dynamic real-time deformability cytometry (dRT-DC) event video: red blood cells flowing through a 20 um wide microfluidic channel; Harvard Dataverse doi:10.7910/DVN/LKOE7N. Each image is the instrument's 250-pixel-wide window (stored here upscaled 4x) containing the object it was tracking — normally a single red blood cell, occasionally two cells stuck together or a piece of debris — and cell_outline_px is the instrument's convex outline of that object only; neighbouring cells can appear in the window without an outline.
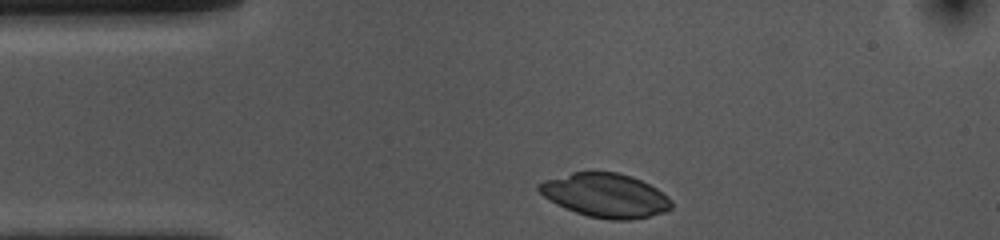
{"species": "common noctule bat (a hibernating species)", "species_latin": "Nyctalus noctula", "temperature_condition": "cold", "stored_images_in_passage": 33, "camera_frame_rate_fps": 3000, "um_per_image_px": 0.085, "animal": {"sex": "female", "body_mass_g": 10.0, "forearm_length_mm": 53.1}, "frame": {"image": 1, "passage_image": 1, "time_ms": 0.0, "image_size_px": [1000, 240], "cell_outline_px": [[672, 208], [664, 212], [632, 220], [608, 220], [588, 216], [564, 208], [548, 200], [536, 188], [536, 184], [544, 180], [572, 172], [616, 172], [632, 176], [656, 188], [668, 196], [672, 200]], "centroid_in_image_um": [51.44, 16.61], "position_along_channel_um": 33.6, "area_um2": 34.04}}
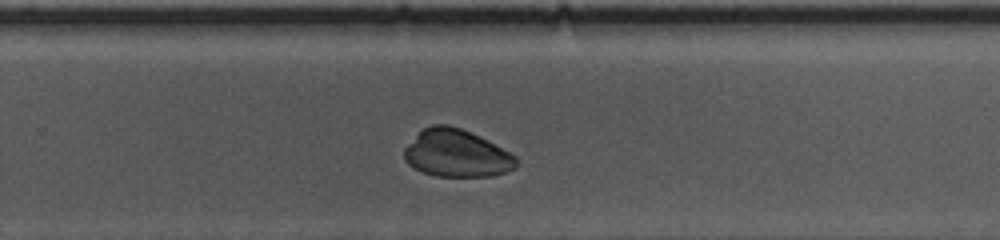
{"frame": {"image": 2, "passage_image": 25, "time_ms": 8.0, "image_size_px": [1000, 240], "cell_outline_px": [[516, 168], [492, 176], [436, 176], [420, 172], [412, 168], [404, 160], [404, 148], [424, 128], [432, 124], [448, 124], [460, 128], [516, 156]], "centroid_in_image_um": [38.74, 13.06], "position_along_channel_um": 291.1, "area_um2": 30.52}}
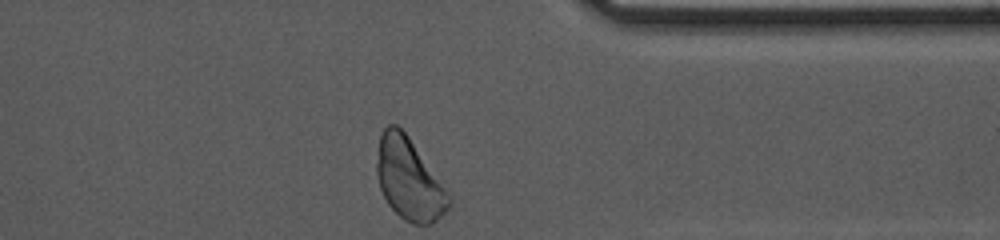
{"frame": {"image": 3, "passage_image": 33, "time_ms": 10.667, "image_size_px": [1000, 240], "cell_outline_px": [[452, 204], [432, 224], [412, 224], [404, 220], [388, 204], [380, 188], [376, 172], [376, 164], [380, 136], [384, 128], [388, 124], [396, 124], [408, 136], [448, 192], [452, 200]], "centroid_in_image_um": [34.76, 15.24], "position_along_channel_um": 376.6, "area_um2": 33.87}}